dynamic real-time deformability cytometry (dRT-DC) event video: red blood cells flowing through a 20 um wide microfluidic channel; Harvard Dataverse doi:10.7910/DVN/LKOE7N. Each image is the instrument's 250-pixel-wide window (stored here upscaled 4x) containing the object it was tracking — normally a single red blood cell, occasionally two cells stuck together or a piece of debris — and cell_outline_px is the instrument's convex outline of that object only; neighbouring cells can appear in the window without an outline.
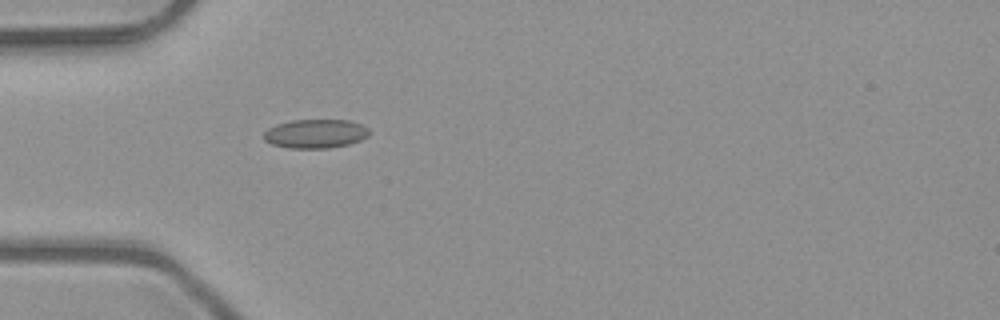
{"species": "common noctule bat (a hibernating species)", "species_latin": "Nyctalus noctula", "temperature_condition": "room temperature", "stored_images_in_passage": 4, "camera_frame_rate_fps": 3000, "um_per_image_px": 0.085, "animal": {"sex": "male", "body_mass_g": 23.1, "forearm_length_mm": 52.7}, "frame": {"image": 1, "passage_image": 4, "time_ms": 1.0, "image_size_px": [1000, 320], "cell_outline_px": [[368, 136], [360, 140], [348, 144], [328, 148], [288, 148], [272, 144], [264, 140], [264, 132], [268, 128], [276, 124], [292, 120], [348, 120], [360, 124], [368, 128]], "centroid_in_image_um": [26.79, 11.36], "position_along_channel_um": 58.2, "area_um2": 17.69}}